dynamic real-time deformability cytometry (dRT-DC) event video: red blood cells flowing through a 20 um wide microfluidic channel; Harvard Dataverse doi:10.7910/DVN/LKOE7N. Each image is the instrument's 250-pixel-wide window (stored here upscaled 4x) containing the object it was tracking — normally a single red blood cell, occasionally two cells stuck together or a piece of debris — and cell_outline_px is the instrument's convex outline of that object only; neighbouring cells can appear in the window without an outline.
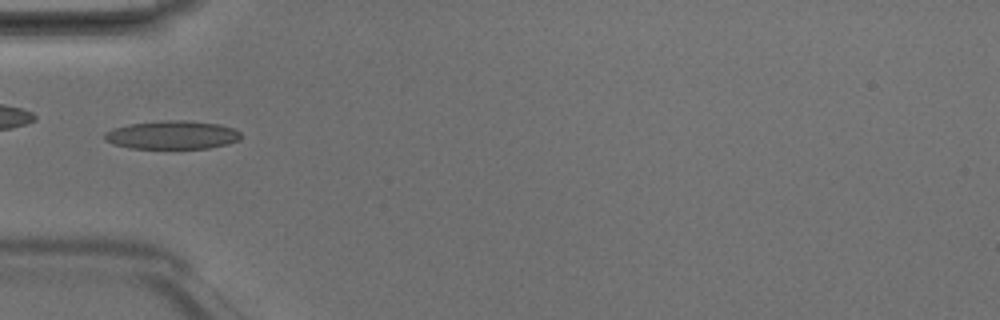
{"species": "Egyptian fruit bat (a non-hibernating species)", "species_latin": "Rousettus aegyptiacus", "temperature_condition": "room temperature", "stored_images_in_passage": 3, "camera_frame_rate_fps": 3000, "um_per_image_px": 0.085, "animal": {"sex": "male"}, "frame": {"image": 1, "passage_image": 3, "time_ms": 0.667, "image_size_px": [1000, 320], "cell_outline_px": [[240, 140], [228, 144], [208, 148], [132, 148], [112, 144], [104, 140], [104, 132], [112, 128], [128, 124], [164, 120], [188, 120], [220, 124], [232, 128], [240, 132]], "centroid_in_image_um": [14.61, 11.46], "position_along_channel_um": 70.4, "area_um2": 22.72}}